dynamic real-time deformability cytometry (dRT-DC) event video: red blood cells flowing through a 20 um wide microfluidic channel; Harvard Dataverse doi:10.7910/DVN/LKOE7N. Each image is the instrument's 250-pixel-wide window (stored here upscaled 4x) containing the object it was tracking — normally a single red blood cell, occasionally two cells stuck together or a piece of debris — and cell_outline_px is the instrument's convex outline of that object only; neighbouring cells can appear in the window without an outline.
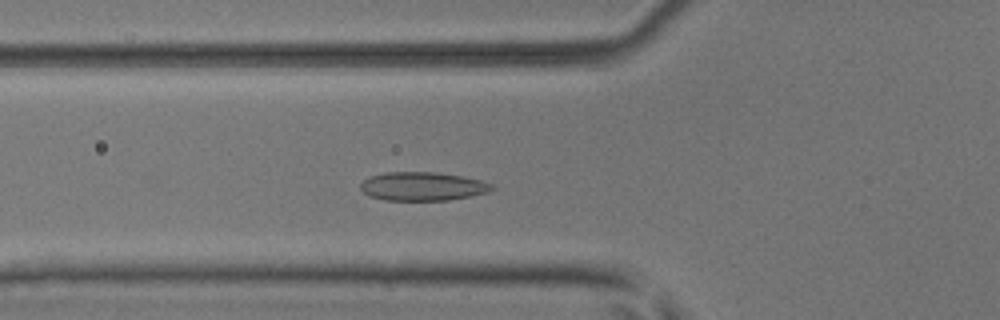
{"species": "common noctule bat (a hibernating species)", "species_latin": "Nyctalus noctula", "temperature_condition": "room temperature", "stored_images_in_passage": 48, "camera_frame_rate_fps": 3000, "um_per_image_px": 0.085, "animal": {"sex": "male", "body_mass_g": 17.9, "forearm_length_mm": 54.2}, "frame": {"image": 1, "passage_image": 15, "time_ms": 4.667, "image_size_px": [1000, 320], "cell_outline_px": [[496, 188], [488, 192], [448, 200], [384, 200], [368, 196], [360, 188], [360, 184], [364, 180], [372, 176], [388, 172], [436, 172], [464, 176], [480, 180], [492, 184]], "centroid_in_image_um": [35.93, 15.84], "position_along_channel_um": 89.9, "area_um2": 21.85}}
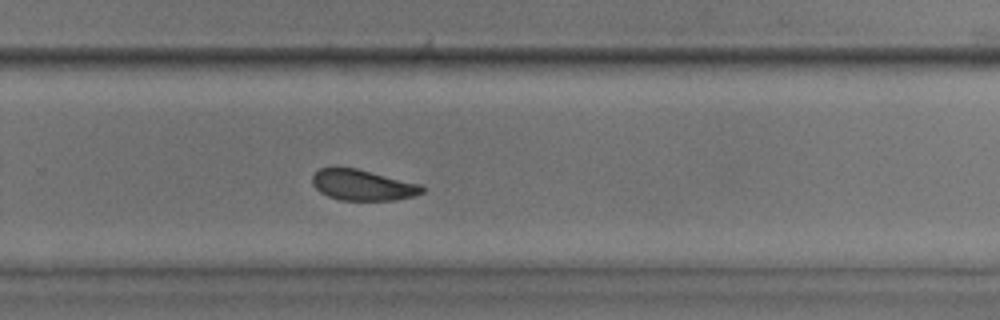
{"frame": {"image": 2, "passage_image": 31, "time_ms": 10.0, "image_size_px": [1000, 320], "cell_outline_px": [[424, 192], [412, 196], [392, 200], [340, 200], [328, 196], [320, 192], [312, 184], [312, 176], [320, 168], [336, 164], [356, 168], [420, 184], [424, 188]], "centroid_in_image_um": [30.75, 15.69], "position_along_channel_um": 299.0, "area_um2": 19.94}}
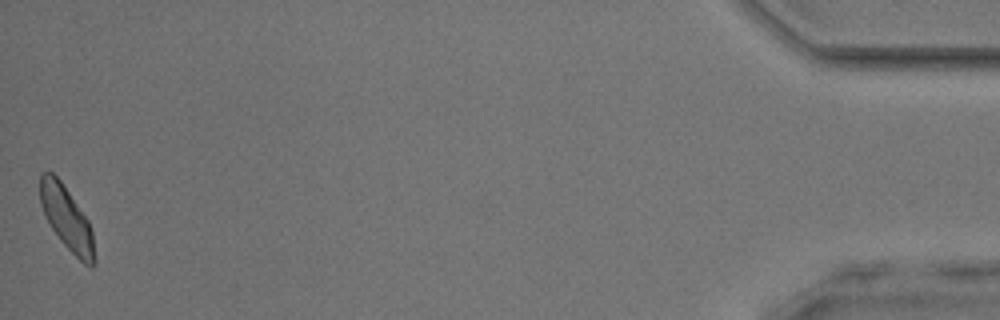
{"frame": {"image": 3, "passage_image": 48, "time_ms": 15.667, "image_size_px": [1000, 320], "cell_outline_px": [[96, 264], [92, 268], [84, 264], [60, 240], [44, 216], [40, 204], [40, 172], [52, 172], [60, 180], [88, 220], [92, 228], [96, 260]], "centroid_in_image_um": [5.68, 18.59], "position_along_channel_um": 429.5, "area_um2": 20.11}, "authors_computed_cell_mechanics": {"area_um2": 20.2878, "velocity_mm_per_s": 3.9291, "shape_relaxation_time_tau1_ms": 2.8546, "shape_relaxation_time_tau2_ms": 3.1, "deformation_change_tau1": 0.0797, "deformation_change_tau2": 0.0641}}